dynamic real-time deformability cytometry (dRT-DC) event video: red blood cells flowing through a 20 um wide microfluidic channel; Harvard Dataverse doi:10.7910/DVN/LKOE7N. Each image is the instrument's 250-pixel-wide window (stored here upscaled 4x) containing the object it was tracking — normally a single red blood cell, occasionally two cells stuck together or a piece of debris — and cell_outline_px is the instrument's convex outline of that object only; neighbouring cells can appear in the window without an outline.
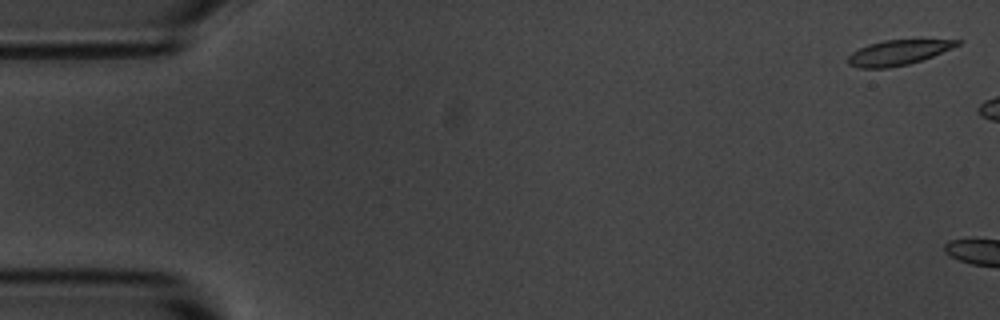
{"species": "common noctule bat (a hibernating species)", "species_latin": "Nyctalus noctula", "temperature_condition": "room temperature", "stored_images_in_passage": 2, "camera_frame_rate_fps": 3000, "um_per_image_px": 0.085, "animal": {"sex": "male", "body_mass_g": 20.1, "forearm_length_mm": 53.5}, "frame": {"image": 1, "passage_image": 1, "time_ms": 0.0, "image_size_px": [1000, 320], "cell_outline_px": [[964, 40], [960, 44], [952, 48], [932, 56], [908, 64], [888, 68], [860, 68], [848, 64], [848, 56], [852, 52], [868, 44], [884, 40]], "centroid_in_image_um": [76.32, 4.47], "position_along_channel_um": 8.7, "area_um2": 15.72}}